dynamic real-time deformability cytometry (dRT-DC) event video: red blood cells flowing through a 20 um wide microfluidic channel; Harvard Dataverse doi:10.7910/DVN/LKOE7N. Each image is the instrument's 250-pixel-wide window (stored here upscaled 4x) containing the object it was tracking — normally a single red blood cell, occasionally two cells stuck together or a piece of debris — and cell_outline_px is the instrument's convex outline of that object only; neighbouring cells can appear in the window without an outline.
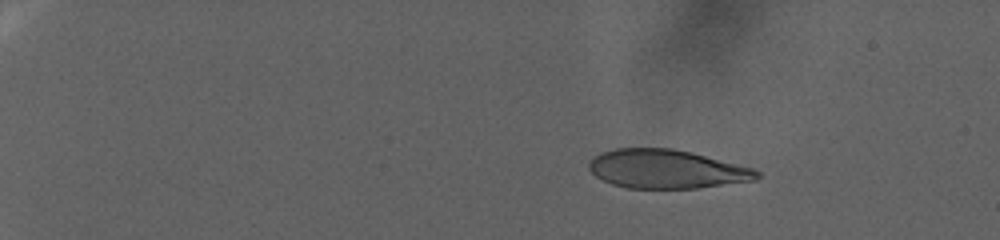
{"species": "human", "species_latin": "Homo sapiens", "temperature_condition": "warm", "stored_images_in_passage": 77, "camera_frame_rate_fps": 3000, "um_per_image_px": 0.085, "donor": {"sex": "female"}, "frame": {"image": 1, "passage_image": 2, "time_ms": 0.333, "image_size_px": [1000, 240], "cell_outline_px": [[760, 176], [756, 180], [696, 188], [628, 188], [612, 184], [596, 176], [588, 168], [588, 164], [600, 152], [616, 148], [672, 148], [692, 152], [752, 168], [760, 172]], "centroid_in_image_um": [56.65, 14.36], "position_along_channel_um": 28.3, "area_um2": 37.74}}
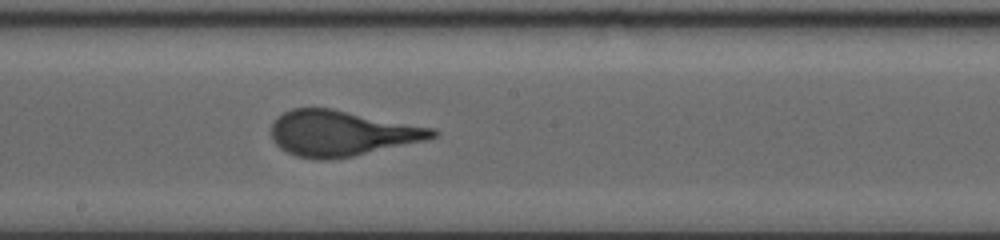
{"frame": {"image": 2, "passage_image": 43, "time_ms": 14.0, "image_size_px": [1000, 240], "cell_outline_px": [[440, 132], [436, 136], [428, 140], [352, 156], [328, 160], [316, 160], [296, 156], [280, 148], [272, 140], [272, 120], [284, 112], [292, 108], [332, 108], [436, 128]], "centroid_in_image_um": [29.06, 11.32], "position_along_channel_um": 219.1, "area_um2": 43.06}}
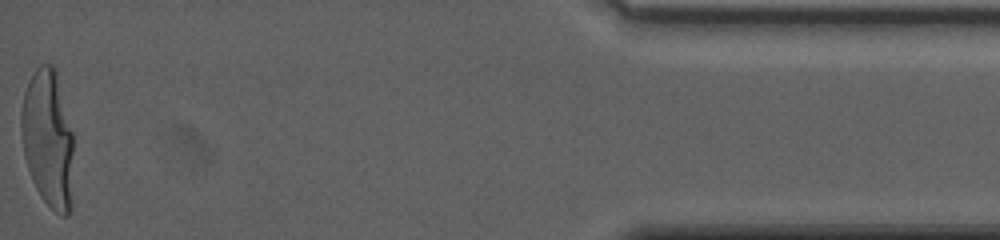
{"frame": {"image": 3, "passage_image": 77, "time_ms": 25.333, "image_size_px": [1000, 240], "cell_outline_px": [[72, 208], [68, 216], [60, 216], [40, 196], [32, 180], [24, 156], [20, 132], [20, 112], [24, 92], [28, 80], [36, 68], [40, 64], [52, 64], [56, 68], [72, 132]], "centroid_in_image_um": [4.06, 11.78], "position_along_channel_um": 431.1, "area_um2": 42.48}}